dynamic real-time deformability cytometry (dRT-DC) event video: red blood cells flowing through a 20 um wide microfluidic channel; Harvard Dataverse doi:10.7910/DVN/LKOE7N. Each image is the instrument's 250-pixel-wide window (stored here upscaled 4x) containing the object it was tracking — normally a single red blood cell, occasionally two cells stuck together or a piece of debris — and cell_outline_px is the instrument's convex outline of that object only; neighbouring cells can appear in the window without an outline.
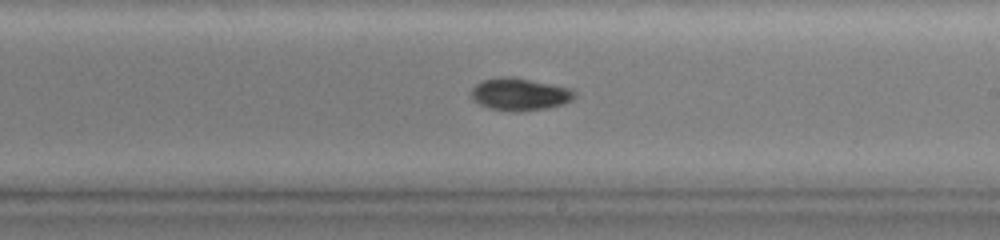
{"species": "common noctule bat (a hibernating species)", "species_latin": "Nyctalus noctula", "temperature_condition": "warm", "stored_images_in_passage": 41, "camera_frame_rate_fps": 3000, "um_per_image_px": 0.085, "animal": {"sex": "female", "body_mass_g": 19.0, "forearm_length_mm": 51.5}, "frame": {"image": 1, "passage_image": 24, "time_ms": 6.667, "image_size_px": [1000, 240], "cell_outline_px": [[576, 96], [572, 100], [564, 104], [548, 108], [520, 112], [512, 112], [488, 108], [480, 104], [472, 96], [472, 88], [476, 84], [484, 80], [504, 76], [512, 76], [572, 88], [576, 92]], "centroid_in_image_um": [44.23, 8.02], "position_along_channel_um": 244.8, "area_um2": 19.65}}
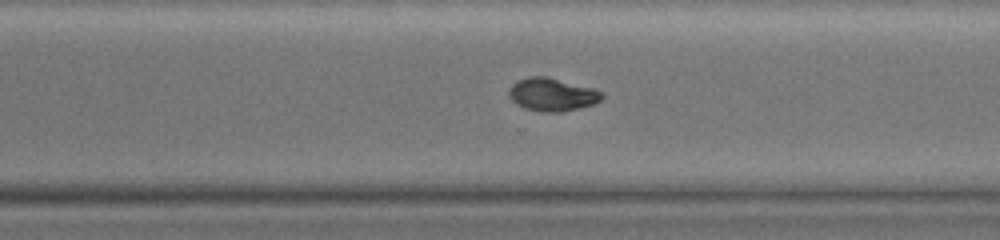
{"frame": {"image": 2, "passage_image": 31, "time_ms": 8.667, "image_size_px": [1000, 240], "cell_outline_px": [[604, 96], [596, 104], [564, 112], [540, 112], [524, 108], [516, 104], [508, 96], [508, 88], [516, 80], [528, 76], [544, 76], [596, 88], [604, 92]], "centroid_in_image_um": [46.94, 8.04], "position_along_channel_um": 323.7, "area_um2": 18.38}}
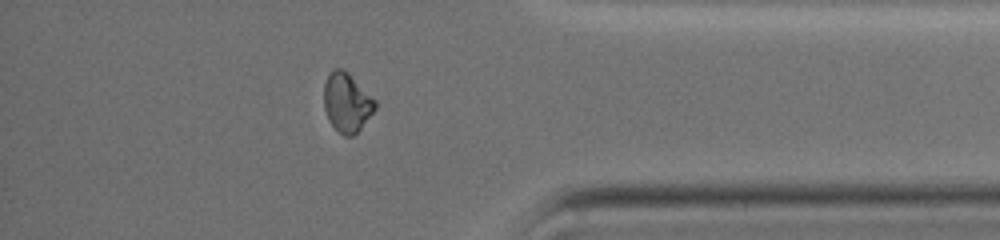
{"frame": {"image": 3, "passage_image": 37, "time_ms": 11.0, "image_size_px": [1000, 240], "cell_outline_px": [[376, 108], [360, 128], [352, 136], [344, 136], [328, 120], [324, 108], [324, 84], [332, 68], [340, 68], [348, 72], [376, 100]], "centroid_in_image_um": [29.47, 8.69], "position_along_channel_um": 405.7, "area_um2": 17.46}}